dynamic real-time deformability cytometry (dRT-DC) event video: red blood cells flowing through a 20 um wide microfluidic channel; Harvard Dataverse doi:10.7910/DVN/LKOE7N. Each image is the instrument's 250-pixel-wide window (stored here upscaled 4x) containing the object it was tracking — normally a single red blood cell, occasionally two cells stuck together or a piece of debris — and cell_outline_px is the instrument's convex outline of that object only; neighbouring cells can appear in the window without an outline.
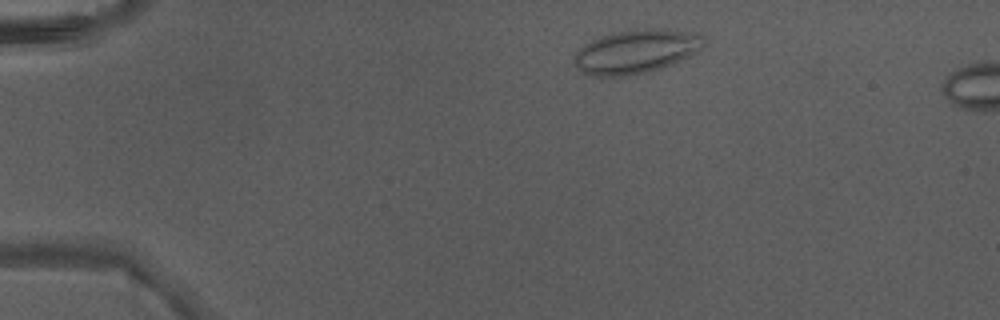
{"species": "Egyptian fruit bat (a non-hibernating species)", "species_latin": "Rousettus aegyptiacus", "temperature_condition": "warm", "stored_images_in_passage": 2, "camera_frame_rate_fps": 3000, "um_per_image_px": 0.085, "animal": {"sex": "male"}, "frame": {"image": 1, "passage_image": 1, "time_ms": 0.0, "image_size_px": [1000, 320], "cell_outline_px": [[704, 44], [696, 52], [672, 64], [648, 72], [628, 76], [588, 76], [576, 68], [572, 60], [576, 52], [584, 44], [600, 36], [612, 32], [636, 28], [644, 28], [700, 32], [704, 36]], "centroid_in_image_um": [54.03, 4.37], "position_along_channel_um": 31.0, "area_um2": 33.47}}